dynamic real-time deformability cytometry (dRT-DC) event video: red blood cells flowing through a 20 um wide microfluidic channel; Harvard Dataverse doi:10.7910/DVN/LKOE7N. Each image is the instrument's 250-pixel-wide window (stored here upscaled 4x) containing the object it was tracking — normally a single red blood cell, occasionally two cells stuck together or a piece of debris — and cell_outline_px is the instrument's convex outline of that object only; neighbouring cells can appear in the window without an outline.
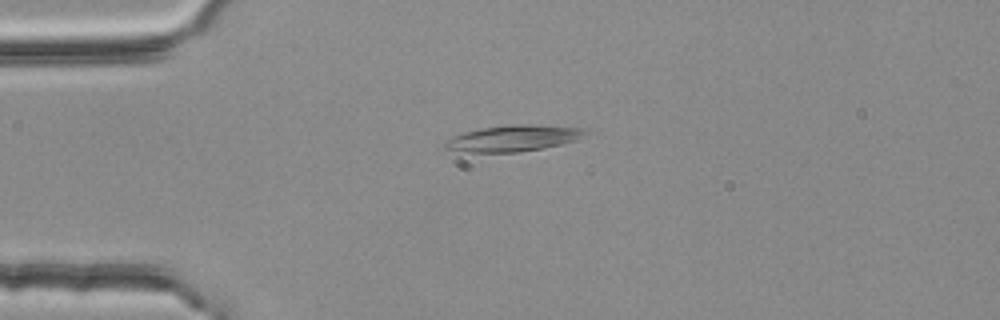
{"species": "common noctule bat (a hibernating species)", "species_latin": "Nyctalus noctula", "temperature_condition": "room temperature", "stored_images_in_passage": 3, "camera_frame_rate_fps": 3000, "um_per_image_px": 0.085, "animal": {"sex": "female", "body_mass_g": 25.1}, "frame": {"image": 1, "passage_image": 1, "time_ms": 0.0, "image_size_px": [1000, 320], "cell_outline_px": [[592, 132], [576, 140], [560, 144], [540, 148], [516, 152], [468, 152], [444, 148], [440, 144], [444, 140], [452, 136], [464, 132], [480, 128], [512, 124], [524, 124], [588, 128]], "centroid_in_image_um": [43.62, 11.74], "position_along_channel_um": 41.4, "area_um2": 21.56}}
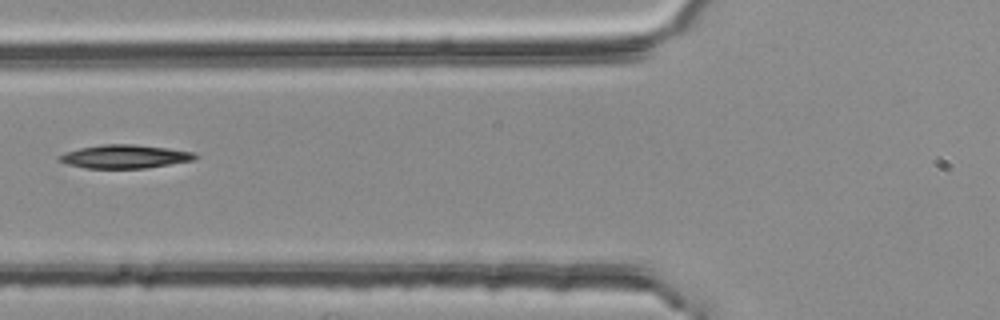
{"frame": {"image": 2, "passage_image": 3, "time_ms": 0.667, "image_size_px": [1000, 320], "cell_outline_px": [[200, 156], [192, 160], [144, 168], [84, 168], [68, 164], [56, 160], [56, 156], [80, 148], [104, 144], [132, 144], [168, 148], [196, 152]], "centroid_in_image_um": [10.6, 13.3], "position_along_channel_um": 115.2, "area_um2": 18.5}}